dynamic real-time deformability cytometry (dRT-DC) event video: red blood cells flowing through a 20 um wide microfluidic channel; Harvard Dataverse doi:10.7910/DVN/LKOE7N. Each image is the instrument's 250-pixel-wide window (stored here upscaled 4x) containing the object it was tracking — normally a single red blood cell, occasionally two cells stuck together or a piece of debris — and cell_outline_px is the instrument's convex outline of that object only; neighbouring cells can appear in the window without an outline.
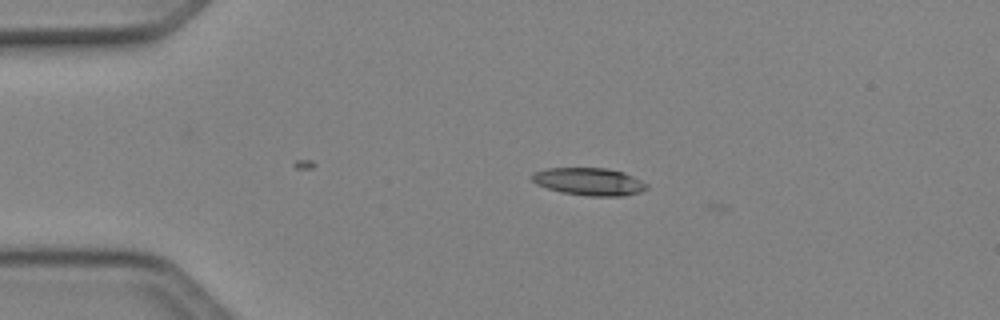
{"species": "Egyptian fruit bat (a non-hibernating species)", "species_latin": "Rousettus aegyptiacus", "temperature_condition": "cold", "stored_images_in_passage": 4, "camera_frame_rate_fps": 3000, "um_per_image_px": 0.085, "animal": {"sex": "female"}, "frame": {"image": 1, "passage_image": 3, "time_ms": 0.667, "image_size_px": [1000, 320], "cell_outline_px": [[648, 188], [640, 192], [624, 196], [588, 196], [564, 192], [548, 188], [536, 184], [532, 180], [532, 176], [536, 172], [548, 168], [608, 168], [624, 172], [648, 184]], "centroid_in_image_um": [50.12, 15.43], "position_along_channel_um": 34.9, "area_um2": 18.26}}